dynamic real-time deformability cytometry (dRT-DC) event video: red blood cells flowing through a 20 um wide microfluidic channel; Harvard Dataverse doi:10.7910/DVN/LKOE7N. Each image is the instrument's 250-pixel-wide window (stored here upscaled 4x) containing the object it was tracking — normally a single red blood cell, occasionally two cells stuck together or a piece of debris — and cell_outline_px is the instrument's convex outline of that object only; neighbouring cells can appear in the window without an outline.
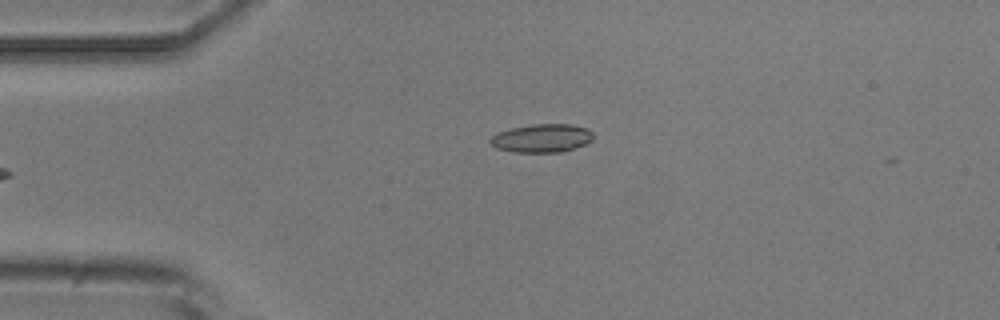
{"species": "common noctule bat (a hibernating species)", "species_latin": "Nyctalus noctula", "temperature_condition": "room temperature", "stored_images_in_passage": 5, "camera_frame_rate_fps": 3000, "um_per_image_px": 0.085, "animal": {"sex": "male", "body_mass_g": 20.5, "forearm_length_mm": 52.5}, "frame": {"image": 1, "passage_image": 5, "time_ms": 5.667, "image_size_px": [1000, 320], "cell_outline_px": [[592, 140], [584, 144], [560, 152], [512, 152], [496, 148], [488, 140], [496, 132], [512, 128], [532, 124], [572, 124], [588, 128], [592, 132]], "centroid_in_image_um": [46.03, 11.74], "position_along_channel_um": 39.0, "area_um2": 16.99}}